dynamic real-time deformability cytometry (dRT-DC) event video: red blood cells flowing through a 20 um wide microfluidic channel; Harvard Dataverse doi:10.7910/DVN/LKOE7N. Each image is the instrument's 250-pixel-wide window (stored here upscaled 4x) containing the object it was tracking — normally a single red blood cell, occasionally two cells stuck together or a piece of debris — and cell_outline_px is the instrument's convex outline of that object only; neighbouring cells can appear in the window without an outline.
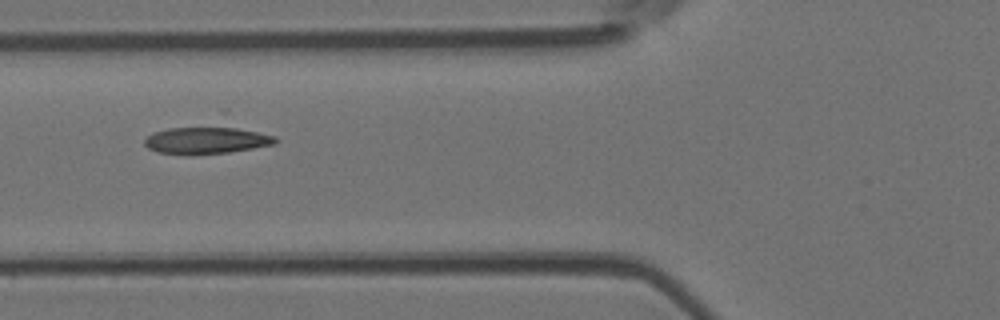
{"species": "Egyptian fruit bat (a non-hibernating species)", "species_latin": "Rousettus aegyptiacus", "temperature_condition": "room temperature", "stored_images_in_passage": 5, "camera_frame_rate_fps": 3000, "um_per_image_px": 0.085, "animal": {"sex": "female"}, "frame": {"image": 1, "passage_image": 2, "time_ms": 1.0, "image_size_px": [1000, 320], "cell_outline_px": [[280, 140], [276, 144], [228, 152], [192, 156], [188, 156], [156, 152], [148, 148], [144, 144], [144, 140], [152, 132], [224, 108], [276, 136]], "centroid_in_image_um": [17.83, 11.53], "position_along_channel_um": 108.0, "area_um2": 28.38}}
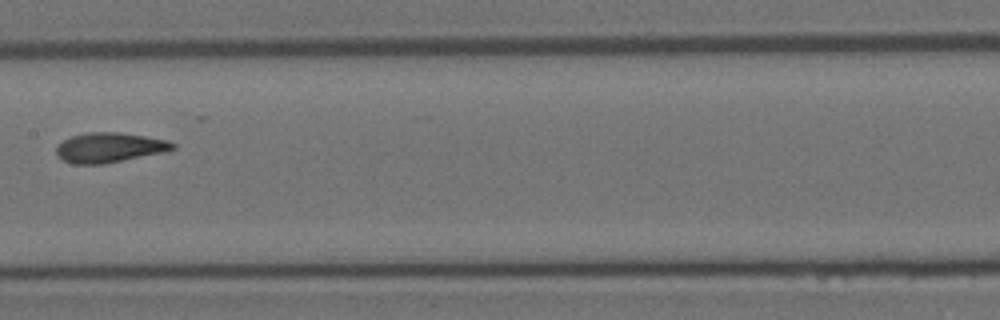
{"frame": {"image": 2, "passage_image": 4, "time_ms": 3.333, "image_size_px": [1000, 320], "cell_outline_px": [[176, 148], [168, 152], [104, 164], [72, 164], [56, 156], [56, 144], [72, 136], [88, 132], [120, 132], [168, 140], [176, 144]], "centroid_in_image_um": [9.33, 12.55], "position_along_channel_um": 198.1, "area_um2": 20.58}}
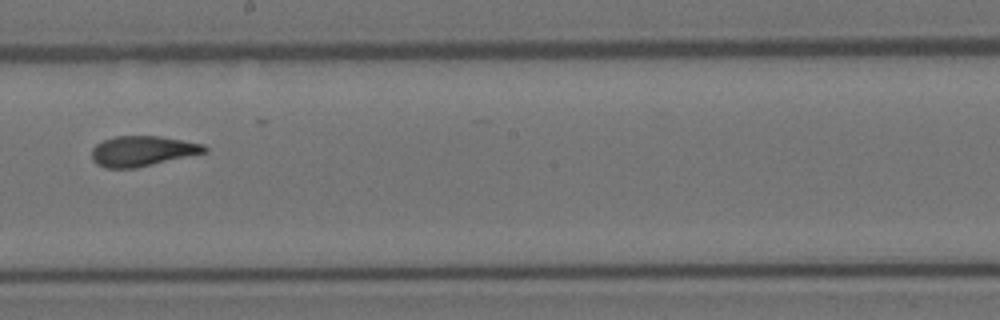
{"frame": {"image": 3, "passage_image": 5, "time_ms": 4.333, "image_size_px": [1000, 320], "cell_outline_px": [[208, 152], [136, 168], [104, 168], [96, 164], [92, 160], [92, 148], [96, 144], [104, 140], [116, 136], [160, 136], [204, 144], [208, 148]], "centroid_in_image_um": [12.11, 12.84], "position_along_channel_um": 236.1, "area_um2": 20.0}}